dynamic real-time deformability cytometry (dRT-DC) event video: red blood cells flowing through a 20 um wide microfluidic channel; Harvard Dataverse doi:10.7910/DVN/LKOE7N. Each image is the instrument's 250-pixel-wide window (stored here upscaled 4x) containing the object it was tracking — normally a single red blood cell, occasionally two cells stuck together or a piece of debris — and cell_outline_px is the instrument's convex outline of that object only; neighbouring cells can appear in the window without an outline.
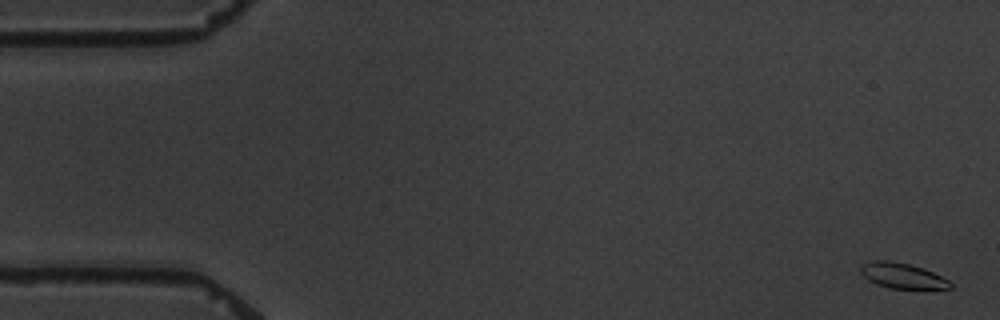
{"species": "common noctule bat (a hibernating species)", "species_latin": "Nyctalus noctula", "temperature_condition": "warm", "stored_images_in_passage": 6, "camera_frame_rate_fps": 3000, "um_per_image_px": 0.085, "animal": {"sex": "male", "body_mass_g": 19.5, "forearm_length_mm": 54.6}, "frame": {"image": 1, "passage_image": 1, "time_ms": 0.0, "image_size_px": [1000, 320], "cell_outline_px": [[952, 288], [888, 288], [876, 284], [868, 280], [860, 272], [860, 264], [872, 260], [888, 260], [908, 264], [924, 268], [948, 280], [952, 284]], "centroid_in_image_um": [76.64, 23.42], "position_along_channel_um": 8.4, "area_um2": 13.18}}
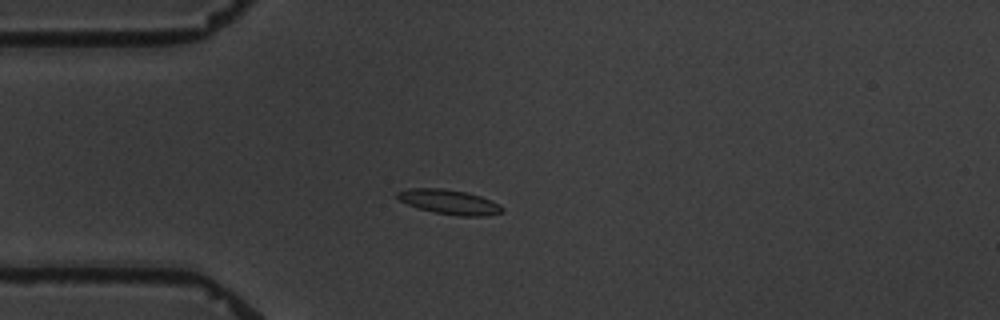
{"frame": {"image": 2, "passage_image": 5, "time_ms": 4.667, "image_size_px": [1000, 320], "cell_outline_px": [[504, 212], [484, 216], [460, 216], [436, 212], [416, 208], [400, 200], [396, 196], [396, 192], [408, 188], [440, 188], [468, 192], [480, 196], [500, 204], [504, 208]], "centroid_in_image_um": [38.2, 17.16], "position_along_channel_um": 46.8, "area_um2": 15.09}}